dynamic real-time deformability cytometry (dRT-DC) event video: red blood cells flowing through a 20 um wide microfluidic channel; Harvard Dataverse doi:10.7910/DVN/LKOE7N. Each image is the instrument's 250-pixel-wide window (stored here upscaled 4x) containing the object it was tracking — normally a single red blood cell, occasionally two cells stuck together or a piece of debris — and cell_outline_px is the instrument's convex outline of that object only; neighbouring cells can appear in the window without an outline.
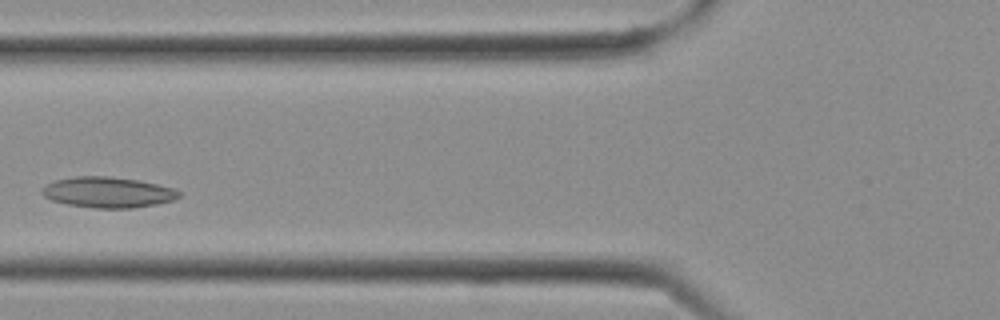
{"species": "Egyptian fruit bat (a non-hibernating species)", "species_latin": "Rousettus aegyptiacus", "temperature_condition": "cold", "stored_images_in_passage": 5, "camera_frame_rate_fps": 3000, "um_per_image_px": 0.085, "frame": {"image": 1, "passage_image": 4, "time_ms": 1.0, "image_size_px": [1000, 320], "cell_outline_px": [[180, 196], [172, 200], [156, 204], [132, 208], [92, 208], [68, 204], [52, 200], [44, 196], [40, 192], [48, 184], [56, 180], [72, 176], [108, 176], [136, 180], [156, 184], [172, 188], [180, 192]], "centroid_in_image_um": [9.15, 16.35], "position_along_channel_um": 116.6, "area_um2": 24.22}}